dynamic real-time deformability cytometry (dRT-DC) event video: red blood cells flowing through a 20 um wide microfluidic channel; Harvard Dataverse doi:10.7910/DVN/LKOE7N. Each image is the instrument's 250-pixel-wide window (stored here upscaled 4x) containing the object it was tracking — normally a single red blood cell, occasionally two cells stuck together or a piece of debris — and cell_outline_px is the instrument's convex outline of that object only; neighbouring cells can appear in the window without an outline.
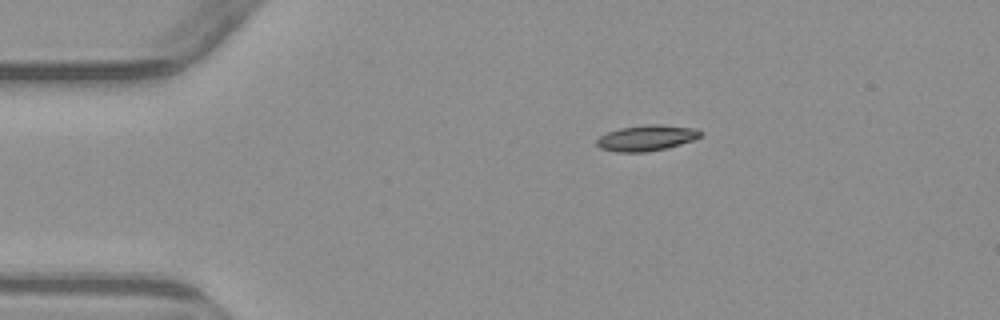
{"species": "common noctule bat (a hibernating species)", "species_latin": "Nyctalus noctula", "temperature_condition": "warm", "stored_images_in_passage": 2, "camera_frame_rate_fps": 3000, "um_per_image_px": 0.085, "animal": {"sex": "male", "body_mass_g": 23.1, "forearm_length_mm": 52.7}, "frame": {"image": 1, "passage_image": 1, "time_ms": 0.0, "image_size_px": [1000, 320], "cell_outline_px": [[704, 132], [700, 136], [692, 140], [680, 144], [648, 152], [616, 152], [600, 148], [596, 144], [596, 140], [600, 136], [608, 132], [620, 128], [652, 124], [656, 124], [696, 128]], "centroid_in_image_um": [54.95, 11.73], "position_along_channel_um": 30.1, "area_um2": 15.43}}